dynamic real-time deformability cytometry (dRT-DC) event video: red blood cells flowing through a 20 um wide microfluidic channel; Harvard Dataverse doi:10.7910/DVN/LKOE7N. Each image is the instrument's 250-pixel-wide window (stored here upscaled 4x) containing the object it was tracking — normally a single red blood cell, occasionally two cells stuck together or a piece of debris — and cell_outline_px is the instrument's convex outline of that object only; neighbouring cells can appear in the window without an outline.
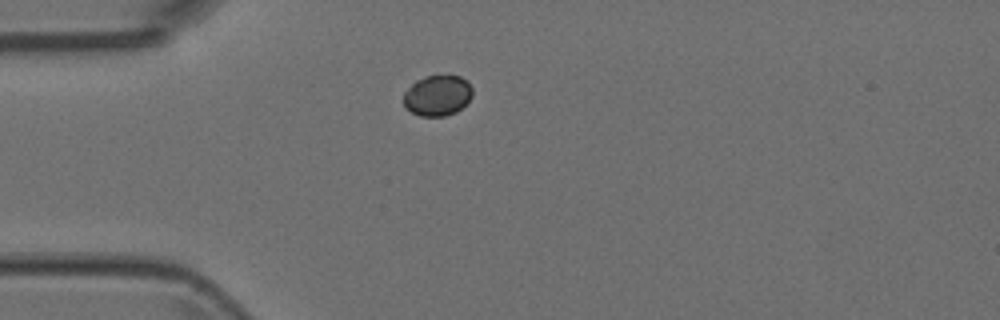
{"species": "Egyptian fruit bat (a non-hibernating species)", "species_latin": "Rousettus aegyptiacus", "temperature_condition": "room temperature", "stored_images_in_passage": 1, "camera_frame_rate_fps": 3000, "um_per_image_px": 0.085, "animal": {"sex": "female"}, "frame": {"image": 1, "passage_image": 1, "time_ms": 0.0, "image_size_px": [1000, 320], "cell_outline_px": [[472, 96], [456, 112], [444, 116], [420, 116], [404, 108], [404, 92], [416, 80], [424, 76], [460, 76], [472, 88]], "centroid_in_image_um": [37.15, 8.13], "position_along_channel_um": 47.9, "area_um2": 16.13}}